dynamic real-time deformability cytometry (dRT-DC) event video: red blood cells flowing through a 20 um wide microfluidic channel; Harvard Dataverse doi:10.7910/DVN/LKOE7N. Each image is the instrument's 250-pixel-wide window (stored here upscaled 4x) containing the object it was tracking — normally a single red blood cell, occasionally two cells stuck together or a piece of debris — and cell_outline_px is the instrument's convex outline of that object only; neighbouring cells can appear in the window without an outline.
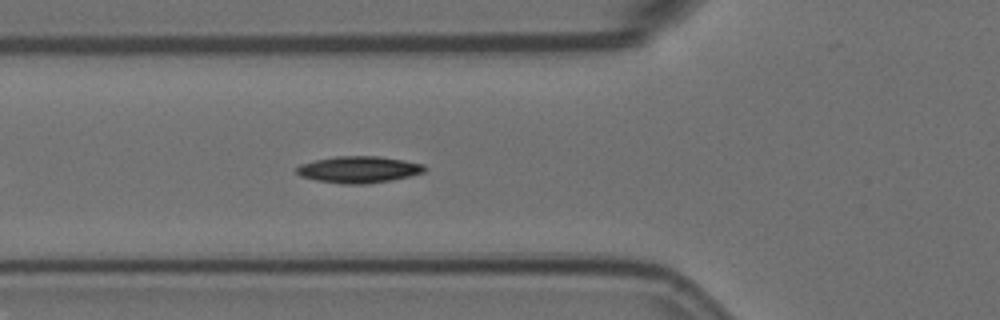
{"species": "Egyptian fruit bat (a non-hibernating species)", "species_latin": "Rousettus aegyptiacus", "temperature_condition": "room temperature", "stored_images_in_passage": 5, "camera_frame_rate_fps": 3000, "um_per_image_px": 0.085, "animal": {"sex": "female"}, "frame": {"image": 1, "passage_image": 5, "time_ms": 1.333, "image_size_px": [1000, 320], "cell_outline_px": [[428, 168], [424, 172], [392, 180], [364, 184], [340, 184], [316, 180], [300, 176], [296, 172], [296, 168], [300, 164], [316, 160], [336, 156], [376, 156], [404, 160], [424, 164]], "centroid_in_image_um": [30.49, 14.41], "position_along_channel_um": 95.3, "area_um2": 19.88}}